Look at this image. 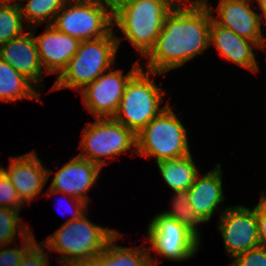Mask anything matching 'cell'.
I'll return each instance as SVG.
<instances>
[{"instance_id":"1","label":"cell","mask_w":266,"mask_h":266,"mask_svg":"<svg viewBox=\"0 0 266 266\" xmlns=\"http://www.w3.org/2000/svg\"><path fill=\"white\" fill-rule=\"evenodd\" d=\"M177 3L165 17L155 45L145 56L148 71L162 73L182 67L210 47V25L214 10L207 0Z\"/></svg>"},{"instance_id":"2","label":"cell","mask_w":266,"mask_h":266,"mask_svg":"<svg viewBox=\"0 0 266 266\" xmlns=\"http://www.w3.org/2000/svg\"><path fill=\"white\" fill-rule=\"evenodd\" d=\"M117 232L91 222L84 214L79 219L65 221L41 243L45 248L62 255L58 258L60 266H69L79 262H91L104 251L107 242Z\"/></svg>"},{"instance_id":"3","label":"cell","mask_w":266,"mask_h":266,"mask_svg":"<svg viewBox=\"0 0 266 266\" xmlns=\"http://www.w3.org/2000/svg\"><path fill=\"white\" fill-rule=\"evenodd\" d=\"M121 39L112 30L107 36L81 41L77 52L57 76L52 91L65 88L81 91L102 73L111 71Z\"/></svg>"},{"instance_id":"4","label":"cell","mask_w":266,"mask_h":266,"mask_svg":"<svg viewBox=\"0 0 266 266\" xmlns=\"http://www.w3.org/2000/svg\"><path fill=\"white\" fill-rule=\"evenodd\" d=\"M174 0H135L113 14V25L145 57L153 48Z\"/></svg>"},{"instance_id":"5","label":"cell","mask_w":266,"mask_h":266,"mask_svg":"<svg viewBox=\"0 0 266 266\" xmlns=\"http://www.w3.org/2000/svg\"><path fill=\"white\" fill-rule=\"evenodd\" d=\"M187 129L169 104L136 135V154L161 160L189 155Z\"/></svg>"},{"instance_id":"6","label":"cell","mask_w":266,"mask_h":266,"mask_svg":"<svg viewBox=\"0 0 266 266\" xmlns=\"http://www.w3.org/2000/svg\"><path fill=\"white\" fill-rule=\"evenodd\" d=\"M142 67L128 82L117 112L113 118L137 135L170 103L160 108L165 90H160L149 76L162 75Z\"/></svg>"},{"instance_id":"7","label":"cell","mask_w":266,"mask_h":266,"mask_svg":"<svg viewBox=\"0 0 266 266\" xmlns=\"http://www.w3.org/2000/svg\"><path fill=\"white\" fill-rule=\"evenodd\" d=\"M52 25L80 41L107 36L114 26L113 14L100 0H67Z\"/></svg>"},{"instance_id":"8","label":"cell","mask_w":266,"mask_h":266,"mask_svg":"<svg viewBox=\"0 0 266 266\" xmlns=\"http://www.w3.org/2000/svg\"><path fill=\"white\" fill-rule=\"evenodd\" d=\"M82 130L79 157L93 162L101 168L106 159L113 158L128 150L136 152V135L113 117L95 118ZM105 157V158H104Z\"/></svg>"},{"instance_id":"9","label":"cell","mask_w":266,"mask_h":266,"mask_svg":"<svg viewBox=\"0 0 266 266\" xmlns=\"http://www.w3.org/2000/svg\"><path fill=\"white\" fill-rule=\"evenodd\" d=\"M147 239L151 250L172 261H184L193 257L200 247V239L186 226L163 213L157 214L147 227Z\"/></svg>"},{"instance_id":"10","label":"cell","mask_w":266,"mask_h":266,"mask_svg":"<svg viewBox=\"0 0 266 266\" xmlns=\"http://www.w3.org/2000/svg\"><path fill=\"white\" fill-rule=\"evenodd\" d=\"M138 60L127 74L122 70L102 73L81 91L82 101L94 118L113 117L130 79L142 68Z\"/></svg>"},{"instance_id":"11","label":"cell","mask_w":266,"mask_h":266,"mask_svg":"<svg viewBox=\"0 0 266 266\" xmlns=\"http://www.w3.org/2000/svg\"><path fill=\"white\" fill-rule=\"evenodd\" d=\"M218 230L230 259L248 250L259 247L258 220L256 206L226 207L221 211Z\"/></svg>"},{"instance_id":"12","label":"cell","mask_w":266,"mask_h":266,"mask_svg":"<svg viewBox=\"0 0 266 266\" xmlns=\"http://www.w3.org/2000/svg\"><path fill=\"white\" fill-rule=\"evenodd\" d=\"M101 169L97 164L77 155L57 170L45 195L61 193L88 204L86 193L95 185Z\"/></svg>"},{"instance_id":"13","label":"cell","mask_w":266,"mask_h":266,"mask_svg":"<svg viewBox=\"0 0 266 266\" xmlns=\"http://www.w3.org/2000/svg\"><path fill=\"white\" fill-rule=\"evenodd\" d=\"M7 169H0L8 176L20 200L25 204L34 200L43 190L52 172L46 169L37 153L31 151L10 158Z\"/></svg>"},{"instance_id":"14","label":"cell","mask_w":266,"mask_h":266,"mask_svg":"<svg viewBox=\"0 0 266 266\" xmlns=\"http://www.w3.org/2000/svg\"><path fill=\"white\" fill-rule=\"evenodd\" d=\"M39 60L44 72L48 74L59 73L66 68L70 59L77 52L80 40L64 34L53 25H45L44 33L35 37L36 26L32 27Z\"/></svg>"},{"instance_id":"15","label":"cell","mask_w":266,"mask_h":266,"mask_svg":"<svg viewBox=\"0 0 266 266\" xmlns=\"http://www.w3.org/2000/svg\"><path fill=\"white\" fill-rule=\"evenodd\" d=\"M252 0H220L216 11L219 19H212L238 36L244 37L259 45L262 37L261 16L251 7Z\"/></svg>"},{"instance_id":"16","label":"cell","mask_w":266,"mask_h":266,"mask_svg":"<svg viewBox=\"0 0 266 266\" xmlns=\"http://www.w3.org/2000/svg\"><path fill=\"white\" fill-rule=\"evenodd\" d=\"M0 58L28 78L35 87L43 82L45 73L32 31L25 32L0 46Z\"/></svg>"},{"instance_id":"17","label":"cell","mask_w":266,"mask_h":266,"mask_svg":"<svg viewBox=\"0 0 266 266\" xmlns=\"http://www.w3.org/2000/svg\"><path fill=\"white\" fill-rule=\"evenodd\" d=\"M209 43H212L228 61L252 72L259 71L253 50L254 47L258 48V45L249 39L238 36L230 29L218 25L213 19L210 25Z\"/></svg>"},{"instance_id":"18","label":"cell","mask_w":266,"mask_h":266,"mask_svg":"<svg viewBox=\"0 0 266 266\" xmlns=\"http://www.w3.org/2000/svg\"><path fill=\"white\" fill-rule=\"evenodd\" d=\"M199 175L188 189L189 201L198 215L205 222H209L215 211L220 208L219 204L225 201L221 164H217L214 169L202 175L201 178Z\"/></svg>"},{"instance_id":"19","label":"cell","mask_w":266,"mask_h":266,"mask_svg":"<svg viewBox=\"0 0 266 266\" xmlns=\"http://www.w3.org/2000/svg\"><path fill=\"white\" fill-rule=\"evenodd\" d=\"M117 232L106 244L105 249L91 263L94 266H156L158 260L151 257L147 247H124L114 242L121 238Z\"/></svg>"},{"instance_id":"20","label":"cell","mask_w":266,"mask_h":266,"mask_svg":"<svg viewBox=\"0 0 266 266\" xmlns=\"http://www.w3.org/2000/svg\"><path fill=\"white\" fill-rule=\"evenodd\" d=\"M24 75L0 58V102H15L20 99L40 101L39 91Z\"/></svg>"},{"instance_id":"21","label":"cell","mask_w":266,"mask_h":266,"mask_svg":"<svg viewBox=\"0 0 266 266\" xmlns=\"http://www.w3.org/2000/svg\"><path fill=\"white\" fill-rule=\"evenodd\" d=\"M161 177L172 191H187L199 174L191 153L178 159L156 162Z\"/></svg>"},{"instance_id":"22","label":"cell","mask_w":266,"mask_h":266,"mask_svg":"<svg viewBox=\"0 0 266 266\" xmlns=\"http://www.w3.org/2000/svg\"><path fill=\"white\" fill-rule=\"evenodd\" d=\"M21 8L22 16L27 27L39 26L47 23L52 25L56 14L62 9L67 0H17ZM24 5V6H23Z\"/></svg>"},{"instance_id":"23","label":"cell","mask_w":266,"mask_h":266,"mask_svg":"<svg viewBox=\"0 0 266 266\" xmlns=\"http://www.w3.org/2000/svg\"><path fill=\"white\" fill-rule=\"evenodd\" d=\"M23 22L17 0H0V46L25 33Z\"/></svg>"},{"instance_id":"24","label":"cell","mask_w":266,"mask_h":266,"mask_svg":"<svg viewBox=\"0 0 266 266\" xmlns=\"http://www.w3.org/2000/svg\"><path fill=\"white\" fill-rule=\"evenodd\" d=\"M171 208L168 211H163L164 215L173 218L186 226L193 232L199 239L201 238L198 225L205 223V221L193 209L189 201V193L187 191H175L172 198Z\"/></svg>"},{"instance_id":"25","label":"cell","mask_w":266,"mask_h":266,"mask_svg":"<svg viewBox=\"0 0 266 266\" xmlns=\"http://www.w3.org/2000/svg\"><path fill=\"white\" fill-rule=\"evenodd\" d=\"M19 211L0 207V246H9L19 238L18 234L23 238L31 232L28 225H20Z\"/></svg>"},{"instance_id":"26","label":"cell","mask_w":266,"mask_h":266,"mask_svg":"<svg viewBox=\"0 0 266 266\" xmlns=\"http://www.w3.org/2000/svg\"><path fill=\"white\" fill-rule=\"evenodd\" d=\"M34 235L30 232L22 238V247L8 248L7 245L0 249V266H19L25 252L36 242Z\"/></svg>"},{"instance_id":"27","label":"cell","mask_w":266,"mask_h":266,"mask_svg":"<svg viewBox=\"0 0 266 266\" xmlns=\"http://www.w3.org/2000/svg\"><path fill=\"white\" fill-rule=\"evenodd\" d=\"M23 205L10 179L0 169V207L20 210Z\"/></svg>"},{"instance_id":"28","label":"cell","mask_w":266,"mask_h":266,"mask_svg":"<svg viewBox=\"0 0 266 266\" xmlns=\"http://www.w3.org/2000/svg\"><path fill=\"white\" fill-rule=\"evenodd\" d=\"M228 266H266V249L257 247L233 258Z\"/></svg>"},{"instance_id":"29","label":"cell","mask_w":266,"mask_h":266,"mask_svg":"<svg viewBox=\"0 0 266 266\" xmlns=\"http://www.w3.org/2000/svg\"><path fill=\"white\" fill-rule=\"evenodd\" d=\"M41 242H35L23 255L19 266H48V253Z\"/></svg>"},{"instance_id":"30","label":"cell","mask_w":266,"mask_h":266,"mask_svg":"<svg viewBox=\"0 0 266 266\" xmlns=\"http://www.w3.org/2000/svg\"><path fill=\"white\" fill-rule=\"evenodd\" d=\"M256 214L258 220L259 247L266 249V195L262 191L260 201L256 205Z\"/></svg>"},{"instance_id":"31","label":"cell","mask_w":266,"mask_h":266,"mask_svg":"<svg viewBox=\"0 0 266 266\" xmlns=\"http://www.w3.org/2000/svg\"><path fill=\"white\" fill-rule=\"evenodd\" d=\"M73 215L68 219L69 221H73V220H76V219H79L80 217H82L85 213L87 214V207L89 204L79 200V199H76L73 197Z\"/></svg>"},{"instance_id":"32","label":"cell","mask_w":266,"mask_h":266,"mask_svg":"<svg viewBox=\"0 0 266 266\" xmlns=\"http://www.w3.org/2000/svg\"><path fill=\"white\" fill-rule=\"evenodd\" d=\"M112 14L119 10L124 5L135 1V0H100Z\"/></svg>"},{"instance_id":"33","label":"cell","mask_w":266,"mask_h":266,"mask_svg":"<svg viewBox=\"0 0 266 266\" xmlns=\"http://www.w3.org/2000/svg\"><path fill=\"white\" fill-rule=\"evenodd\" d=\"M262 13L260 14L261 18L266 15V0H256Z\"/></svg>"},{"instance_id":"34","label":"cell","mask_w":266,"mask_h":266,"mask_svg":"<svg viewBox=\"0 0 266 266\" xmlns=\"http://www.w3.org/2000/svg\"><path fill=\"white\" fill-rule=\"evenodd\" d=\"M176 3H183V1H184V3H183V5L185 4V3H198V2H201V0H174Z\"/></svg>"},{"instance_id":"35","label":"cell","mask_w":266,"mask_h":266,"mask_svg":"<svg viewBox=\"0 0 266 266\" xmlns=\"http://www.w3.org/2000/svg\"><path fill=\"white\" fill-rule=\"evenodd\" d=\"M69 266H94V265L91 262H79V263L72 264Z\"/></svg>"},{"instance_id":"36","label":"cell","mask_w":266,"mask_h":266,"mask_svg":"<svg viewBox=\"0 0 266 266\" xmlns=\"http://www.w3.org/2000/svg\"><path fill=\"white\" fill-rule=\"evenodd\" d=\"M264 47L266 48V37H262V39H261V41H260V43L258 45V48H261L263 50L265 49Z\"/></svg>"},{"instance_id":"37","label":"cell","mask_w":266,"mask_h":266,"mask_svg":"<svg viewBox=\"0 0 266 266\" xmlns=\"http://www.w3.org/2000/svg\"><path fill=\"white\" fill-rule=\"evenodd\" d=\"M262 19H263V22H264L265 25H266V15H265Z\"/></svg>"}]
</instances>
